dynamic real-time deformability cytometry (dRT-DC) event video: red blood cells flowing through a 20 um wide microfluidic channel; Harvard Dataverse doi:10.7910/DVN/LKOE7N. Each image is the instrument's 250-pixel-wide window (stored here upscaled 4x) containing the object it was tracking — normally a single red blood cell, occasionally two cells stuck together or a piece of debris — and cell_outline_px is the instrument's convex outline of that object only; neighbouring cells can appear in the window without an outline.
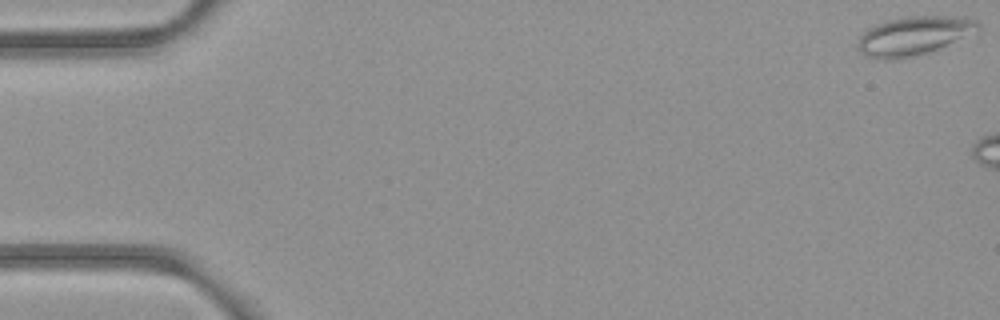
{"species": "common noctule bat (a hibernating species)", "species_latin": "Nyctalus noctula", "temperature_condition": "room temperature", "stored_images_in_passage": 6, "camera_frame_rate_fps": 3000, "um_per_image_px": 0.085, "animal": {"sex": "female", "body_mass_g": 21.9}, "frame": {"image": 1, "passage_image": 1, "time_ms": 0.0, "image_size_px": [1000, 320], "cell_outline_px": [[980, 28], [976, 32], [928, 52], [900, 60], [888, 60], [864, 56], [860, 52], [856, 44], [860, 36], [868, 28], [876, 24], [888, 20], [908, 16], [964, 16], [976, 20], [980, 24]], "centroid_in_image_um": [77.65, 3.04], "position_along_channel_um": 7.3, "area_um2": 27.28}}